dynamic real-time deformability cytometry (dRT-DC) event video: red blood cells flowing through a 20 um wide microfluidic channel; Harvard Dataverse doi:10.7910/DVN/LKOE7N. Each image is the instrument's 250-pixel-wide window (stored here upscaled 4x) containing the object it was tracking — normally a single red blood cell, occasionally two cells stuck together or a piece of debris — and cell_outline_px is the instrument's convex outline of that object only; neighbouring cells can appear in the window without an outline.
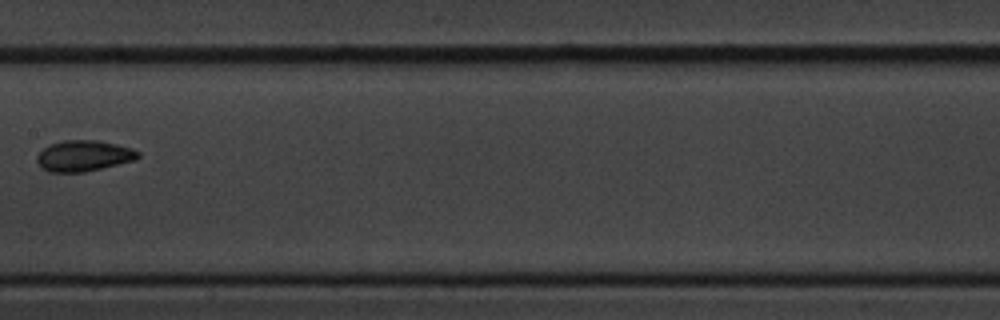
{"species": "common noctule bat (a hibernating species)", "species_latin": "Nyctalus noctula", "temperature_condition": "cold", "stored_images_in_passage": 8, "camera_frame_rate_fps": 3000, "um_per_image_px": 0.085, "animal": {"sex": "male", "body_mass_g": 20.1, "forearm_length_mm": 53.5}, "frame": {"image": 1, "passage_image": 8, "time_ms": 9.0, "image_size_px": [1000, 320], "cell_outline_px": [[140, 156], [136, 160], [84, 172], [48, 172], [40, 168], [36, 160], [36, 156], [48, 144], [64, 140], [96, 140], [116, 144], [132, 148], [140, 152]], "centroid_in_image_um": [7.1, 13.25], "position_along_channel_um": 200.3, "area_um2": 18.38}}